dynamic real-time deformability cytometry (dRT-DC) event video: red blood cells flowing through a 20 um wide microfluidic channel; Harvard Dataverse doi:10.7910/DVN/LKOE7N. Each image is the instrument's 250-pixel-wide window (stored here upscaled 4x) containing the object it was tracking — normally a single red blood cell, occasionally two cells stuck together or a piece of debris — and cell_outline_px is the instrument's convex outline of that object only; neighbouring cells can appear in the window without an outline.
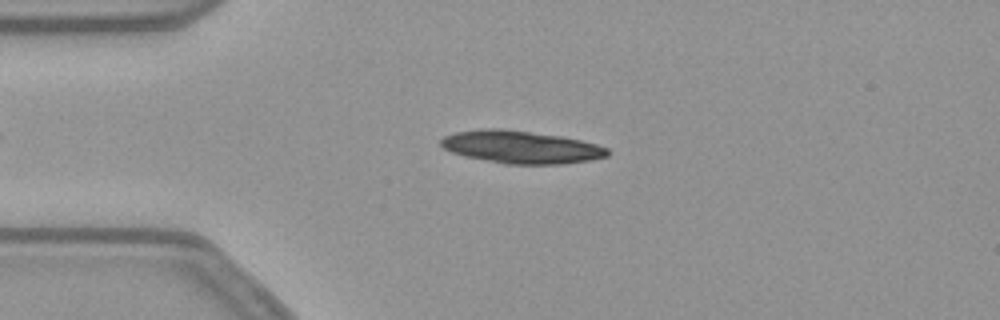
{"species": "common noctule bat (a hibernating species)", "species_latin": "Nyctalus noctula", "temperature_condition": "warm", "stored_images_in_passage": 16, "camera_frame_rate_fps": 3000, "um_per_image_px": 0.085, "animal": {"sex": "female", "body_mass_g": 21.9}, "frame": {"image": 1, "passage_image": 12, "time_ms": 3.667, "image_size_px": [1000, 320], "cell_outline_px": [[612, 152], [608, 156], [592, 160], [560, 164], [504, 164], [464, 156], [452, 152], [444, 148], [440, 144], [440, 140], [444, 136], [456, 132], [480, 128], [500, 128], [560, 136], [580, 140], [596, 144], [608, 148]], "centroid_in_image_um": [44.29, 12.5], "position_along_channel_um": 40.7, "area_um2": 31.79}}